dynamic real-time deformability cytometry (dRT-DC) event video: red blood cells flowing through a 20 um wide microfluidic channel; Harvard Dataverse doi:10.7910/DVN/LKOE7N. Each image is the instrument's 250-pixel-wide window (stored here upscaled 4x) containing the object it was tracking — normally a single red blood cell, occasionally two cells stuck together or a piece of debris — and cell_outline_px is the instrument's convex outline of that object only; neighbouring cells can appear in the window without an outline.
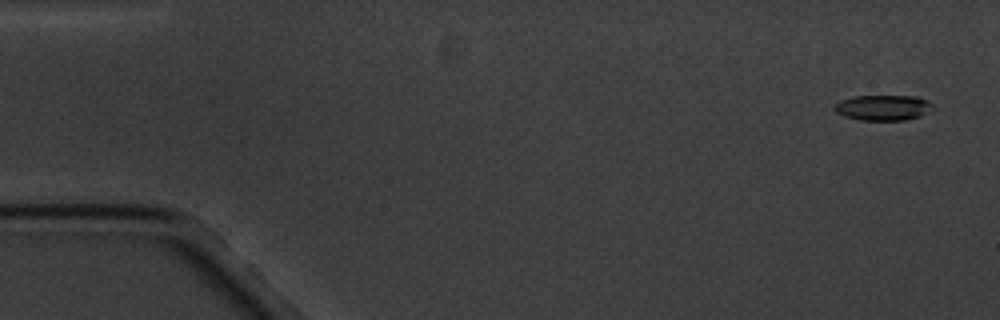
{"species": "common noctule bat (a hibernating species)", "species_latin": "Nyctalus noctula", "temperature_condition": "cold", "stored_images_in_passage": 5, "camera_frame_rate_fps": 3000, "um_per_image_px": 0.085, "animal": {"sex": "male", "body_mass_g": 20.1, "forearm_length_mm": 53.5}, "frame": {"image": 1, "passage_image": 1, "time_ms": 0.0, "image_size_px": [1000, 320], "cell_outline_px": [[932, 108], [920, 116], [904, 120], [860, 120], [844, 116], [836, 112], [832, 108], [840, 100], [856, 96], [916, 96], [928, 100], [932, 104]], "centroid_in_image_um": [75.04, 9.15], "position_along_channel_um": 10.0, "area_um2": 14.51}}